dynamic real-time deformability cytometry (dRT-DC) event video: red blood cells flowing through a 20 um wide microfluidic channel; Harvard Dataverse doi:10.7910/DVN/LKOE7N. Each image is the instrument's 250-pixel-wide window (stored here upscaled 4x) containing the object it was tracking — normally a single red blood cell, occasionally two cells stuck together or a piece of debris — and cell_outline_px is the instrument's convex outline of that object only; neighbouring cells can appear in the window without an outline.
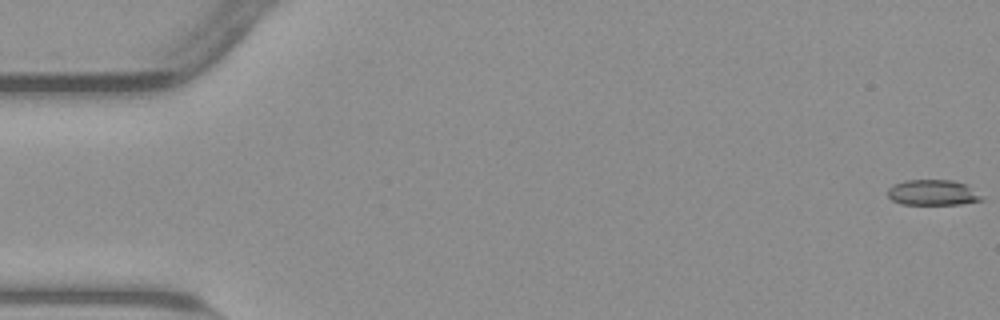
{"species": "common noctule bat (a hibernating species)", "species_latin": "Nyctalus noctula", "temperature_condition": "warm", "stored_images_in_passage": 55, "camera_frame_rate_fps": 3000, "um_per_image_px": 0.085, "animal": {"sex": "male", "body_mass_g": 23.1, "forearm_length_mm": 52.7}, "frame": {"image": 1, "passage_image": 1, "time_ms": 0.0, "image_size_px": [1000, 320], "cell_outline_px": [[984, 200], [960, 204], [900, 204], [892, 200], [888, 196], [888, 188], [892, 184], [904, 180], [952, 180], [968, 184], [984, 196]], "centroid_in_image_um": [79.32, 16.36], "position_along_channel_um": 5.7, "area_um2": 14.28}}
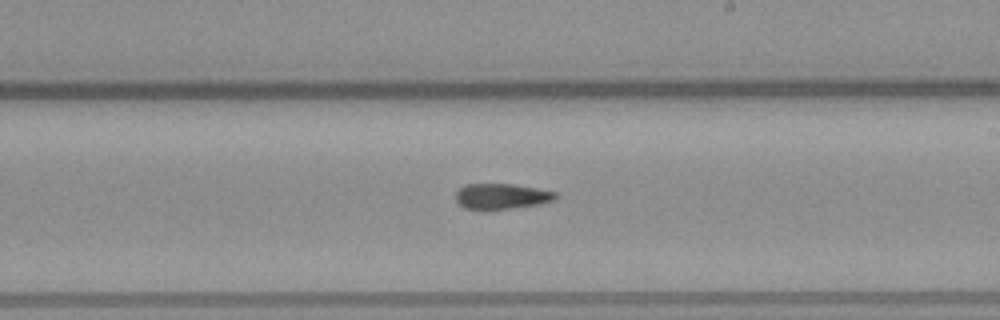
{"frame": {"image": 2, "passage_image": 32, "time_ms": 10.333, "image_size_px": [1000, 320], "cell_outline_px": [[560, 196], [552, 200], [536, 204], [508, 208], [464, 208], [456, 200], [456, 192], [464, 184], [512, 184], [560, 192]], "centroid_in_image_um": [42.66, 16.65], "position_along_channel_um": 246.3, "area_um2": 14.51}}
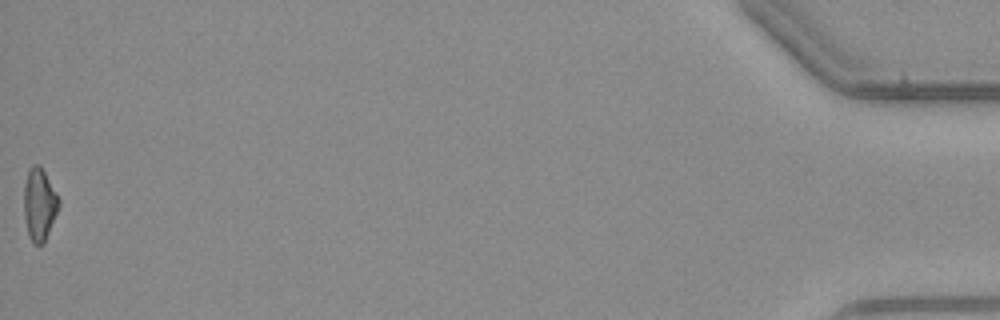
{"frame": {"image": 3, "passage_image": 55, "time_ms": 18.0, "image_size_px": [1000, 320], "cell_outline_px": [[60, 204], [44, 244], [32, 244], [28, 236], [24, 216], [24, 184], [28, 168], [32, 164], [40, 164], [60, 200]], "centroid_in_image_um": [3.33, 17.37], "position_along_channel_um": 431.9, "area_um2": 14.85}}